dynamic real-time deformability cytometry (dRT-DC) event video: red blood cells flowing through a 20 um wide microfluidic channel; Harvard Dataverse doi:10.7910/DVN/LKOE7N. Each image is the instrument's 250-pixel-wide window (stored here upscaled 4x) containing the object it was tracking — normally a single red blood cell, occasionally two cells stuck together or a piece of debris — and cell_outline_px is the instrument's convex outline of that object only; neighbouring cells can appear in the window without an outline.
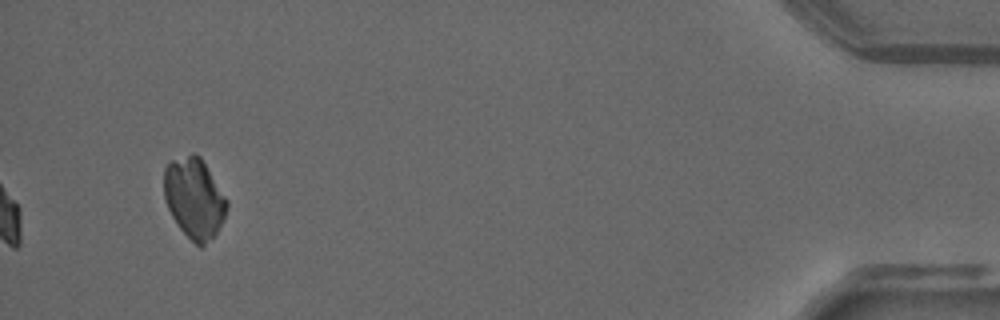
{"species": "common noctule bat (a hibernating species)", "species_latin": "Nyctalus noctula", "temperature_condition": "warm", "stored_images_in_passage": 44, "camera_frame_rate_fps": 3000, "um_per_image_px": 0.085, "animal": {"sex": "male", "forearm_length_mm": 52.5}, "frame": {"image": 1, "passage_image": 44, "time_ms": 14.333, "image_size_px": [1000, 320], "cell_outline_px": [[228, 204], [224, 216], [216, 232], [200, 248], [180, 228], [172, 216], [164, 200], [164, 168], [172, 160], [192, 152], [200, 156], [228, 200]], "centroid_in_image_um": [16.49, 16.8], "position_along_channel_um": 418.7, "area_um2": 29.07}}